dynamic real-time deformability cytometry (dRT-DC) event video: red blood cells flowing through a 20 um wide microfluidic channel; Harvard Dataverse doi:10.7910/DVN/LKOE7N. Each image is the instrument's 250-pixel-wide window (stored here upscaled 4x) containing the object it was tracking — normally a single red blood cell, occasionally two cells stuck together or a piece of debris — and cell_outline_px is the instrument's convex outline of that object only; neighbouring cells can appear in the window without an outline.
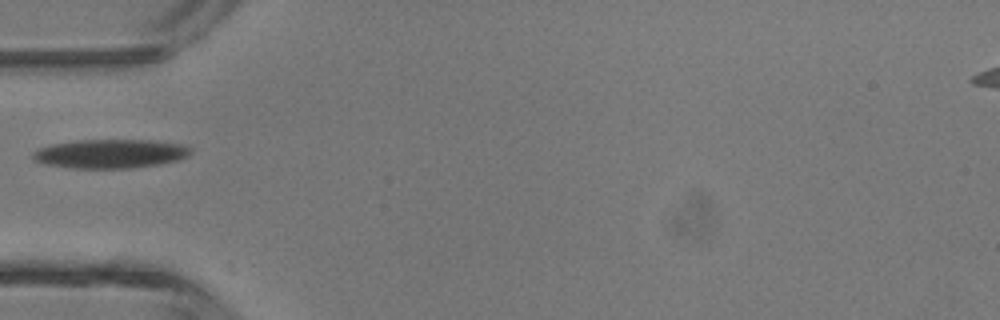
{"species": "common noctule bat (a hibernating species)", "species_latin": "Nyctalus noctula", "temperature_condition": "room temperature", "stored_images_in_passage": 1, "camera_frame_rate_fps": 3000, "um_per_image_px": 0.085, "animal": {"sex": "male", "body_mass_g": 13.3}, "frame": {"image": 1, "passage_image": 1, "time_ms": 0.0, "image_size_px": [1000, 320], "cell_outline_px": [[192, 152], [188, 156], [176, 160], [160, 164], [128, 168], [72, 168], [48, 164], [36, 160], [32, 156], [32, 152], [40, 148], [52, 144], [76, 140], [152, 140], [184, 144], [192, 148]], "centroid_in_image_um": [9.43, 13.05], "position_along_channel_um": 75.6, "area_um2": 26.53}}